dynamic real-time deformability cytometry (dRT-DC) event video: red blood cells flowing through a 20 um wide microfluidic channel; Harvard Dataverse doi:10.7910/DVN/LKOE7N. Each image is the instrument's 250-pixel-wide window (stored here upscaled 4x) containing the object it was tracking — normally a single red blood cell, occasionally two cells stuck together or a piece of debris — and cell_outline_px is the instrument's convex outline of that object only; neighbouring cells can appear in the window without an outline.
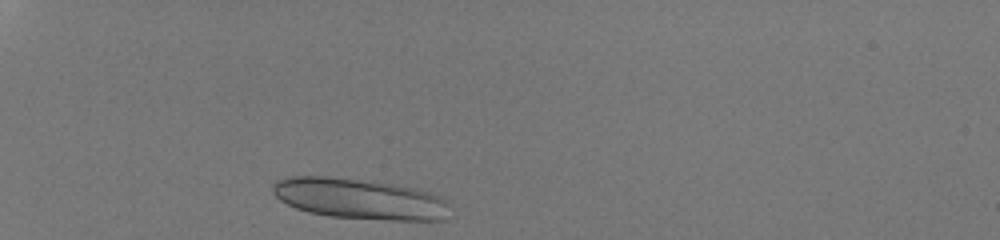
{"species": "human", "species_latin": "Homo sapiens", "temperature_condition": "room temperature", "stored_images_in_passage": 31, "camera_frame_rate_fps": 3000, "um_per_image_px": 0.085, "donor": {"sex": "male"}, "frame": {"image": 1, "passage_image": 1, "time_ms": 0.0, "image_size_px": [1000, 240], "cell_outline_px": [[448, 204], [444, 220], [388, 220], [328, 216], [308, 212], [296, 208], [280, 200], [272, 192], [272, 184], [276, 180], [292, 176], [324, 176], [360, 180], [416, 188], [428, 192], [444, 200]], "centroid_in_image_um": [30.49, 16.9], "position_along_channel_um": 54.5, "area_um2": 41.44}}
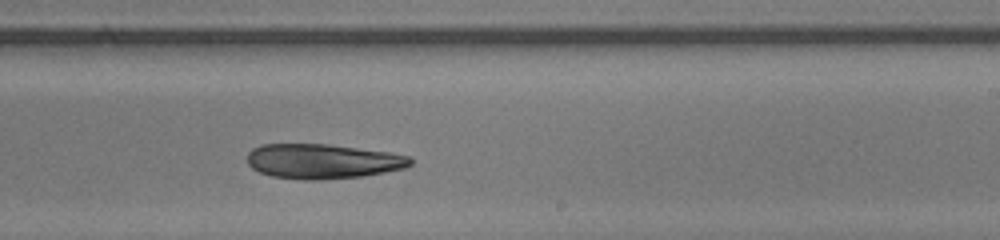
{"frame": {"image": 2, "passage_image": 19, "time_ms": 6.0, "image_size_px": [1000, 240], "cell_outline_px": [[412, 164], [404, 168], [364, 176], [320, 180], [308, 180], [272, 176], [260, 172], [252, 168], [248, 164], [248, 152], [252, 148], [260, 144], [328, 144], [388, 152], [408, 156], [412, 160]], "centroid_in_image_um": [27.41, 13.71], "position_along_channel_um": 261.6, "area_um2": 33.0}}
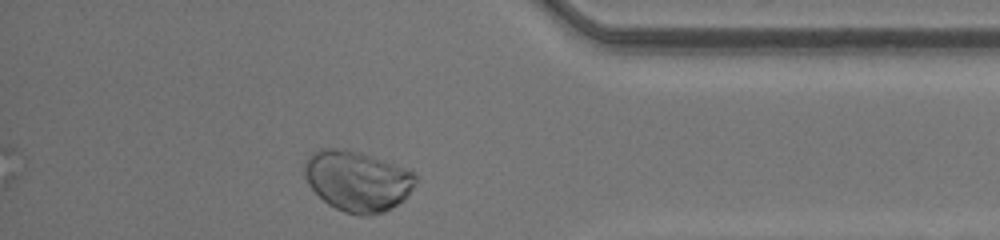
{"frame": {"image": 3, "passage_image": 30, "time_ms": 9.667, "image_size_px": [1000, 240], "cell_outline_px": [[416, 180], [412, 188], [404, 200], [384, 212], [368, 216], [360, 216], [344, 212], [328, 204], [308, 184], [304, 176], [304, 160], [312, 152], [324, 148], [348, 148], [408, 168], [416, 176]], "centroid_in_image_um": [30.36, 15.37], "position_along_channel_um": 404.8, "area_um2": 39.42}}